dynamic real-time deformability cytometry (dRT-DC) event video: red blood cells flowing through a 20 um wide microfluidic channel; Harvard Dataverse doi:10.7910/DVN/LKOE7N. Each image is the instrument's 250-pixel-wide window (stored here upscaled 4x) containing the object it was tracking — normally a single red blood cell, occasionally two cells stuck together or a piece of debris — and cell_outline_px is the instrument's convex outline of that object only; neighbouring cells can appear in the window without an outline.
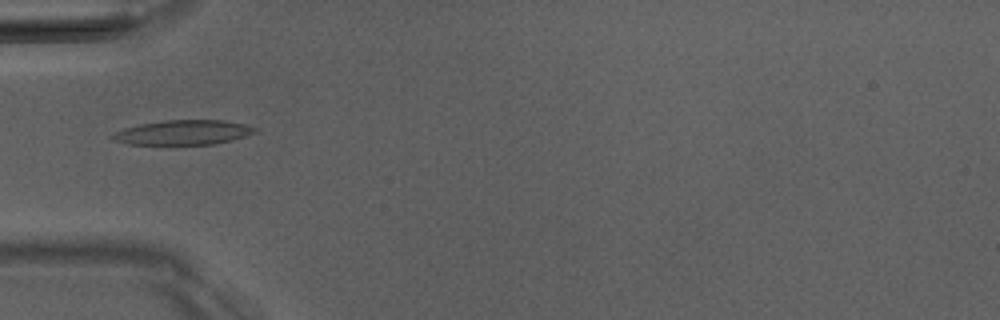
{"species": "Egyptian fruit bat (a non-hibernating species)", "species_latin": "Rousettus aegyptiacus", "temperature_condition": "room temperature", "stored_images_in_passage": 5, "camera_frame_rate_fps": 3000, "um_per_image_px": 0.085, "animal": {"sex": "male"}, "frame": {"image": 1, "passage_image": 5, "time_ms": 4.667, "image_size_px": [1000, 320], "cell_outline_px": [[256, 132], [232, 140], [216, 144], [128, 144], [116, 140], [108, 136], [112, 132], [124, 128], [140, 124], [164, 120], [224, 120], [244, 124], [256, 128]], "centroid_in_image_um": [15.54, 11.25], "position_along_channel_um": 69.5, "area_um2": 20.4}}